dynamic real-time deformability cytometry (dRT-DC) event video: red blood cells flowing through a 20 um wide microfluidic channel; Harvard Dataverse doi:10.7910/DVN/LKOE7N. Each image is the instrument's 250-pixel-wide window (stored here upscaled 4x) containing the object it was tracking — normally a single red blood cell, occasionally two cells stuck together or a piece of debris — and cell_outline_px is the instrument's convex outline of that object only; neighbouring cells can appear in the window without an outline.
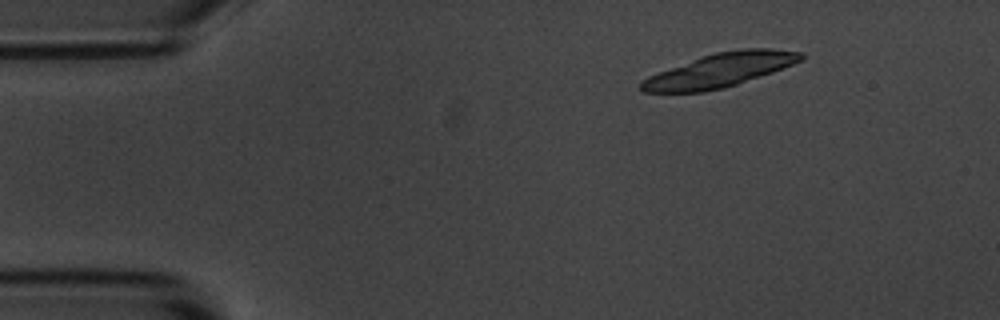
{"species": "common noctule bat (a hibernating species)", "species_latin": "Nyctalus noctula", "temperature_condition": "room temperature", "stored_images_in_passage": 4, "camera_frame_rate_fps": 3000, "um_per_image_px": 0.085, "animal": {"sex": "male", "body_mass_g": 20.1, "forearm_length_mm": 53.5}, "frame": {"image": 1, "passage_image": 2, "time_ms": 1.333, "image_size_px": [1000, 320], "cell_outline_px": [[804, 56], [800, 60], [792, 64], [772, 72], [724, 88], [704, 92], [644, 92], [640, 88], [640, 80], [648, 76], [700, 56], [716, 52], [744, 48], [772, 48], [804, 52]], "centroid_in_image_um": [61.17, 5.96], "position_along_channel_um": 23.8, "area_um2": 31.39}}